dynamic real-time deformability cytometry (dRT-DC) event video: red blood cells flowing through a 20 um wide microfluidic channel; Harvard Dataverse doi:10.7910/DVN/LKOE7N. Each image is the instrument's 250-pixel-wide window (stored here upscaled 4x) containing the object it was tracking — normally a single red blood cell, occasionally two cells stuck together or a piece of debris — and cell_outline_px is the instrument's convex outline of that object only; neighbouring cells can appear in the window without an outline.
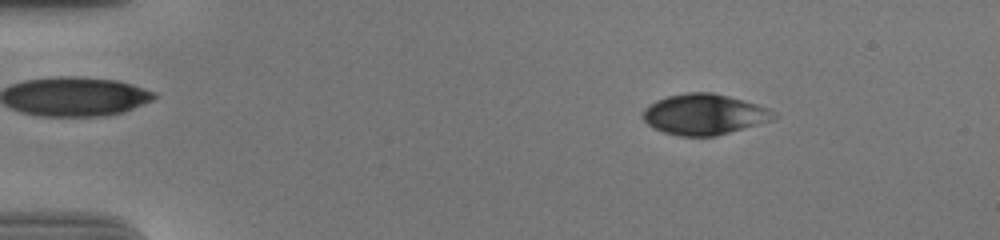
{"species": "human", "species_latin": "Homo sapiens", "temperature_condition": "cold", "stored_images_in_passage": 55, "camera_frame_rate_fps": 3000, "um_per_image_px": 0.085, "donor": {"sex": "male"}, "frame": {"image": 1, "passage_image": 8, "time_ms": 2.333, "image_size_px": [1000, 240], "cell_outline_px": [[776, 116], [772, 120], [716, 136], [680, 136], [664, 132], [648, 124], [640, 116], [644, 108], [648, 104], [656, 100], [668, 96], [688, 92], [712, 92], [744, 100], [768, 108], [776, 112]], "centroid_in_image_um": [59.83, 9.71], "position_along_channel_um": 25.2, "area_um2": 30.98}}
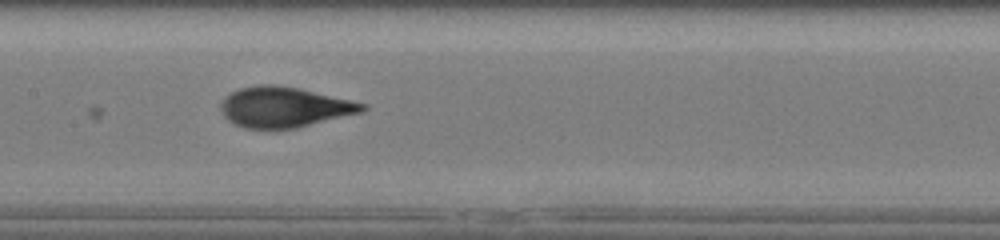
{"frame": {"image": 2, "passage_image": 28, "time_ms": 9.0, "image_size_px": [1000, 240], "cell_outline_px": [[368, 108], [364, 112], [296, 128], [244, 128], [228, 120], [220, 112], [220, 104], [232, 92], [240, 88], [260, 84], [272, 84], [296, 88], [368, 104]], "centroid_in_image_um": [24.18, 9.11], "position_along_channel_um": 183.2, "area_um2": 33.0}}
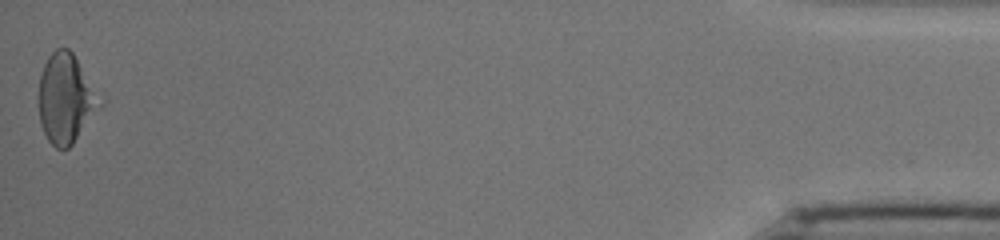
{"frame": {"image": 3, "passage_image": 55, "time_ms": 18.0, "image_size_px": [1000, 240], "cell_outline_px": [[104, 104], [72, 144], [68, 148], [56, 148], [48, 140], [40, 124], [36, 96], [40, 76], [44, 64], [48, 56], [56, 48], [68, 48], [72, 52], [104, 96]], "centroid_in_image_um": [5.62, 8.36], "position_along_channel_um": 429.6, "area_um2": 32.89}, "authors_computed_cell_mechanics": {"area_um2": 32.1946, "velocity_mm_per_s": 3.71, "shape_relaxation_time_tau1_ms": 5.5036, "shape_relaxation_time_tau2_ms": 0.7526, "deformation_change_tau1": 0.1818, "deformation_change_tau2": 0.0416}}